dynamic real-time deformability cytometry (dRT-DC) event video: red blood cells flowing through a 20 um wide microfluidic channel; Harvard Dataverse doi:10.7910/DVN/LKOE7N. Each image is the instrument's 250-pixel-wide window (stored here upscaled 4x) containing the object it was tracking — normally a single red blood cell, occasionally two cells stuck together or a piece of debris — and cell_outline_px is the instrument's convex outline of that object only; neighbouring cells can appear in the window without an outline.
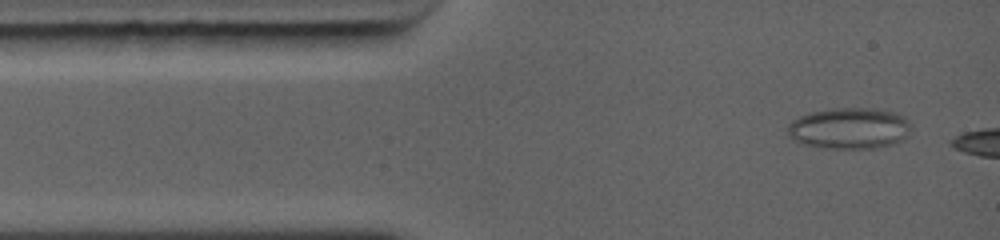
{"species": "common noctule bat (a hibernating species)", "species_latin": "Nyctalus noctula", "temperature_condition": "warm", "stored_images_in_passage": 4, "camera_frame_rate_fps": 5000, "um_per_image_px": 0.085, "animal": {"sex": "female", "body_mass_g": 19.0, "forearm_length_mm": 56.7}, "frame": {"image": 1, "passage_image": 1, "time_ms": 0.0, "image_size_px": [1000, 240], "cell_outline_px": [[912, 128], [908, 136], [892, 144], [876, 148], [824, 148], [804, 144], [792, 140], [788, 136], [788, 124], [792, 120], [808, 112], [832, 108], [872, 108], [896, 112], [904, 116], [912, 124]], "centroid_in_image_um": [72.21, 10.9], "position_along_channel_um": 12.8, "area_um2": 30.06}}